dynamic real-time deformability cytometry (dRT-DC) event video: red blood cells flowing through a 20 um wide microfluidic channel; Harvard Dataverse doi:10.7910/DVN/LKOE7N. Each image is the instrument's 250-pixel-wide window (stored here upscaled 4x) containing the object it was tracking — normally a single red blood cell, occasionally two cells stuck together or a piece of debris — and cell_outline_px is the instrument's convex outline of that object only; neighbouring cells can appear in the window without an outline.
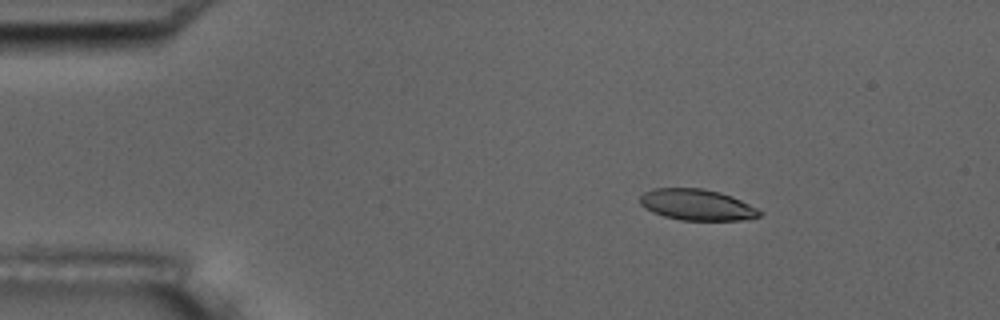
{"species": "common noctule bat (a hibernating species)", "species_latin": "Nyctalus noctula", "temperature_condition": "room temperature", "stored_images_in_passage": 3, "camera_frame_rate_fps": 3000, "um_per_image_px": 0.085, "animal": {"sex": "male", "body_mass_g": 17.5, "forearm_length_mm": 52.3}, "frame": {"image": 1, "passage_image": 1, "time_ms": 0.0, "image_size_px": [1000, 320], "cell_outline_px": [[764, 212], [760, 216], [748, 220], [680, 220], [664, 216], [652, 212], [644, 208], [640, 204], [640, 196], [644, 192], [652, 188], [704, 188], [720, 192], [732, 196]], "centroid_in_image_um": [59.23, 17.4], "position_along_channel_um": 25.8, "area_um2": 21.85}}